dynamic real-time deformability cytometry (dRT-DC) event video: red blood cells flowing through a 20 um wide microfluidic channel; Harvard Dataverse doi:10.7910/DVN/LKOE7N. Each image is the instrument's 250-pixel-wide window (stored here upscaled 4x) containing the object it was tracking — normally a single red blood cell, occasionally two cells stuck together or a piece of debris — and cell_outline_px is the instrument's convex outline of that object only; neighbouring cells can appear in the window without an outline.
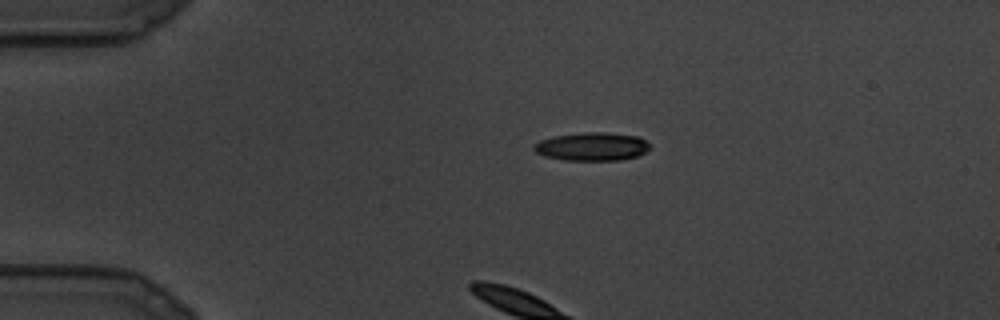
{"species": "common noctule bat (a hibernating species)", "species_latin": "Nyctalus noctula", "temperature_condition": "cold", "stored_images_in_passage": 17, "camera_frame_rate_fps": 3000, "um_per_image_px": 0.085, "animal": {"sex": "male", "body_mass_g": 19.5, "forearm_length_mm": 54.6}, "frame": {"image": 1, "passage_image": 6, "time_ms": 1.667, "image_size_px": [1000, 320], "cell_outline_px": [[652, 148], [636, 156], [620, 160], [564, 160], [544, 156], [536, 152], [532, 148], [532, 144], [540, 140], [552, 136], [584, 132], [604, 132], [640, 136], [652, 144]], "centroid_in_image_um": [50.33, 12.45], "position_along_channel_um": 34.7, "area_um2": 19.42}}